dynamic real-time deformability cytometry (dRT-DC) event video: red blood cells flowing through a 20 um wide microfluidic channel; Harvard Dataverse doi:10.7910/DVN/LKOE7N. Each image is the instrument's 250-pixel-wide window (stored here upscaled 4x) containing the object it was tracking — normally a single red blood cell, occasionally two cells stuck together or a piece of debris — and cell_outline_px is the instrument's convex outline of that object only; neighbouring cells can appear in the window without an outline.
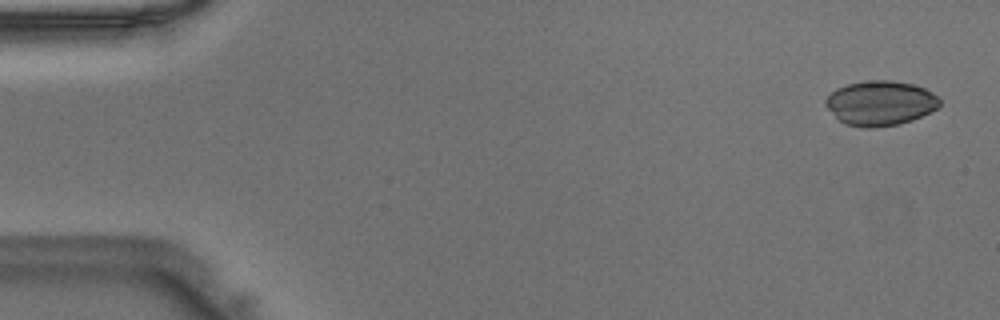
{"species": "Egyptian fruit bat (a non-hibernating species)", "species_latin": "Rousettus aegyptiacus", "temperature_condition": "warm", "stored_images_in_passage": 8, "camera_frame_rate_fps": 3000, "um_per_image_px": 0.085, "animal": {"sex": "male"}, "frame": {"image": 1, "passage_image": 2, "time_ms": 0.333, "image_size_px": [1000, 320], "cell_outline_px": [[940, 104], [936, 108], [912, 120], [896, 124], [876, 128], [864, 128], [844, 124], [824, 104], [824, 100], [836, 88], [848, 84], [868, 80], [892, 80], [912, 84], [924, 88], [932, 92], [940, 100]], "centroid_in_image_um": [74.8, 8.76], "position_along_channel_um": 10.2, "area_um2": 29.54}}